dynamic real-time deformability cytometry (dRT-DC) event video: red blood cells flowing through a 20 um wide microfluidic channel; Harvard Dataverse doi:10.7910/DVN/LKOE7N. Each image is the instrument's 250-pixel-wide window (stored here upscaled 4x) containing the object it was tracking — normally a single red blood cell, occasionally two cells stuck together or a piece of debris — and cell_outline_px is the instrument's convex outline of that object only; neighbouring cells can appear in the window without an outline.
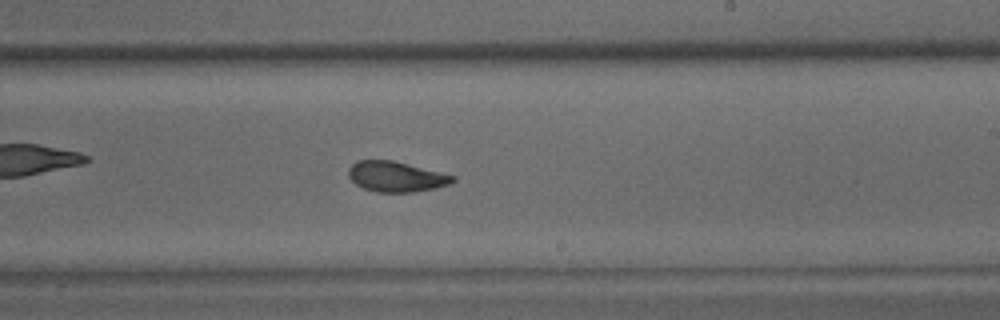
{"species": "common noctule bat (a hibernating species)", "species_latin": "Nyctalus noctula", "temperature_condition": "warm", "stored_images_in_passage": 53, "camera_frame_rate_fps": 3000, "um_per_image_px": 0.085, "animal": {"sex": "male", "body_mass_g": 15.6}, "frame": {"image": 1, "passage_image": 31, "time_ms": 10.0, "image_size_px": [1000, 320], "cell_outline_px": [[456, 180], [448, 184], [436, 188], [412, 192], [376, 192], [364, 188], [356, 184], [348, 176], [348, 168], [356, 160], [392, 160], [456, 176]], "centroid_in_image_um": [33.65, 15.01], "position_along_channel_um": 255.4, "area_um2": 18.38}}
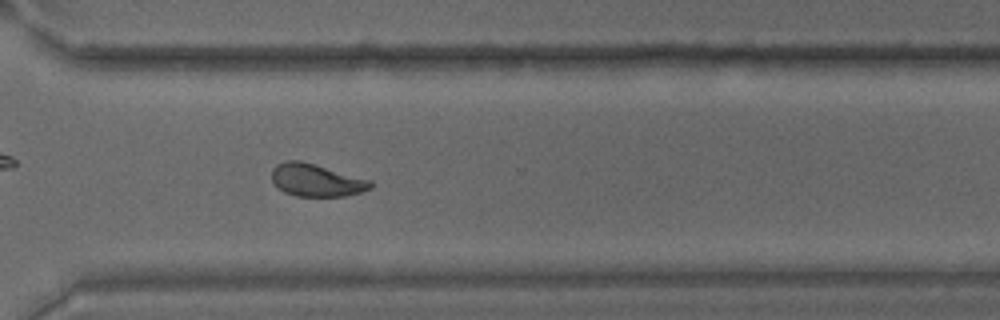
{"frame": {"image": 2, "passage_image": 38, "time_ms": 12.333, "image_size_px": [1000, 320], "cell_outline_px": [[372, 188], [360, 192], [344, 196], [296, 196], [284, 192], [272, 180], [272, 168], [276, 164], [288, 160], [300, 160], [316, 164], [372, 180]], "centroid_in_image_um": [26.9, 15.3], "position_along_channel_um": 343.7, "area_um2": 18.79}, "authors_computed_cell_mechanics": {"area_um2": 19.1896, "velocity_mm_per_s": 3.7881, "shape_relaxation_time_tau1_ms": 4.9282, "shape_relaxation_time_tau2_ms": 1.3437, "deformation_change_tau1": 0.163, "deformation_change_tau2": 0.0699}}